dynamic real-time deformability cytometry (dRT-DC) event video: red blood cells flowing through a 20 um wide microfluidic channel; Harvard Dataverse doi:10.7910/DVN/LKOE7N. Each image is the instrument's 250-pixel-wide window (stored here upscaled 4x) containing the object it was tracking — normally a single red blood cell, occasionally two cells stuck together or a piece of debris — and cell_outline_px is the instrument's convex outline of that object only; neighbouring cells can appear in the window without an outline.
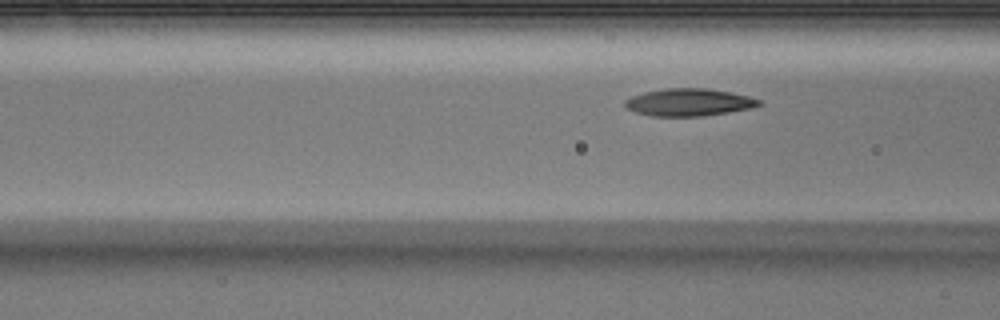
{"species": "Egyptian fruit bat (a non-hibernating species)", "species_latin": "Rousettus aegyptiacus", "temperature_condition": "warm", "stored_images_in_passage": 4, "segment_of_instrument_passage": [2, 2], "camera_frame_rate_fps": 3000, "um_per_image_px": 0.085, "animal": {"sex": "male"}, "frame": {"image": 1, "passage_image": 4, "time_ms": 1.0, "image_size_px": [1000, 320], "cell_outline_px": [[764, 104], [752, 108], [704, 116], [652, 116], [636, 112], [628, 108], [624, 104], [624, 100], [632, 96], [644, 92], [664, 88], [704, 88], [732, 92], [748, 96], [760, 100]], "centroid_in_image_um": [58.58, 8.69], "position_along_channel_um": 108.0, "area_um2": 21.44}}